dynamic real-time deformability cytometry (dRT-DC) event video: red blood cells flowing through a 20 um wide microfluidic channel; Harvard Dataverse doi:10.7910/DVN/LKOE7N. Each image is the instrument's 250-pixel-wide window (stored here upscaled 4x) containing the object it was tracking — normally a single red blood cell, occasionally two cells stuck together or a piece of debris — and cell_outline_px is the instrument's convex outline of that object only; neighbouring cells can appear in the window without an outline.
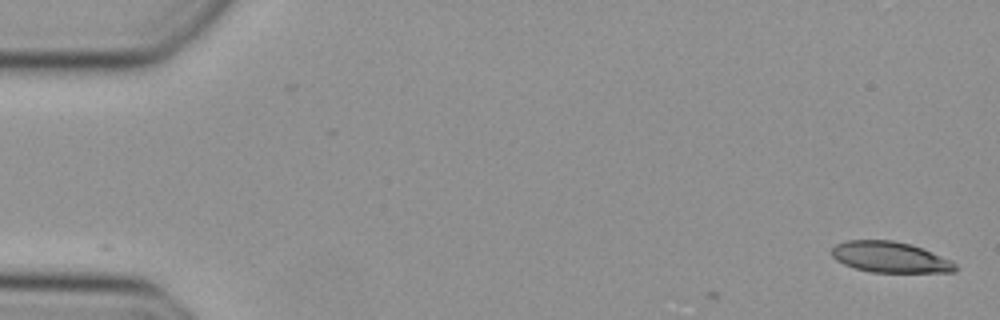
{"species": "Egyptian fruit bat (a non-hibernating species)", "species_latin": "Rousettus aegyptiacus", "temperature_condition": "cold", "stored_images_in_passage": 5, "camera_frame_rate_fps": 3000, "um_per_image_px": 0.085, "animal": {"sex": "female"}, "frame": {"image": 1, "passage_image": 1, "time_ms": 0.0, "image_size_px": [1000, 320], "cell_outline_px": [[956, 272], [872, 272], [856, 268], [844, 264], [836, 260], [832, 256], [832, 248], [836, 244], [848, 240], [892, 240], [908, 244], [920, 248], [952, 260], [956, 264]], "centroid_in_image_um": [75.65, 21.86], "position_along_channel_um": 9.4, "area_um2": 21.96}}